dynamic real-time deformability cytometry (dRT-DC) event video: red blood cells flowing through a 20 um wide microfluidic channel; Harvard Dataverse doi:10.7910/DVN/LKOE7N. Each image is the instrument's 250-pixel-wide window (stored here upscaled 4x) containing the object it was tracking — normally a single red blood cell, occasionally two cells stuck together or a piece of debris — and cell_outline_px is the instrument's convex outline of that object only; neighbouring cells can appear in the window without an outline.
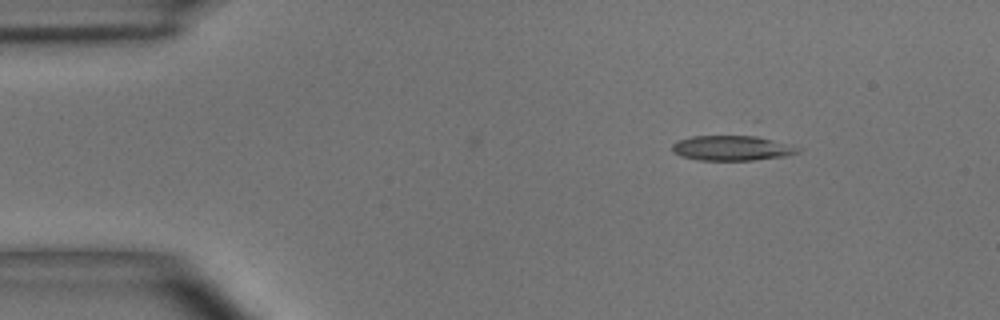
{"species": "common noctule bat (a hibernating species)", "species_latin": "Nyctalus noctula", "temperature_condition": "room temperature", "stored_images_in_passage": 3, "camera_frame_rate_fps": 3000, "um_per_image_px": 0.085, "animal": {"sex": "male", "body_mass_g": 15.6}, "frame": {"image": 1, "passage_image": 1, "time_ms": 0.0, "image_size_px": [1000, 320], "cell_outline_px": [[804, 148], [800, 152], [784, 156], [756, 160], [700, 160], [680, 156], [672, 152], [672, 144], [680, 140], [692, 136], [744, 132], [748, 132], [792, 144]], "centroid_in_image_um": [62.31, 12.52], "position_along_channel_um": 22.7, "area_um2": 19.71}}